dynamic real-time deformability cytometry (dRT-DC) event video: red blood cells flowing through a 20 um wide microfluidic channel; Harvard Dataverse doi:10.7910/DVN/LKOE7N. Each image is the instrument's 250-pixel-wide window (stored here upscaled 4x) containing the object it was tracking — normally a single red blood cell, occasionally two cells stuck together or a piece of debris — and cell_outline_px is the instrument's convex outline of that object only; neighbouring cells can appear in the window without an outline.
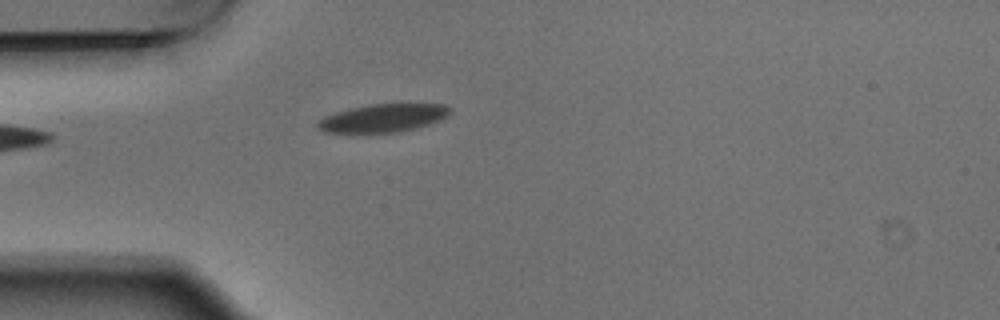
{"species": "Egyptian fruit bat (a non-hibernating species)", "species_latin": "Rousettus aegyptiacus", "temperature_condition": "warm", "stored_images_in_passage": 1, "camera_frame_rate_fps": 3000, "um_per_image_px": 0.085, "animal": {"sex": "male"}, "frame": {"image": 1, "passage_image": 1, "time_ms": 0.0, "image_size_px": [1000, 320], "cell_outline_px": [[452, 112], [440, 120], [428, 124], [400, 132], [324, 132], [316, 128], [316, 124], [324, 116], [336, 112], [352, 108], [372, 104], [444, 104], [452, 108]], "centroid_in_image_um": [32.58, 10.03], "position_along_channel_um": 52.4, "area_um2": 21.44}}